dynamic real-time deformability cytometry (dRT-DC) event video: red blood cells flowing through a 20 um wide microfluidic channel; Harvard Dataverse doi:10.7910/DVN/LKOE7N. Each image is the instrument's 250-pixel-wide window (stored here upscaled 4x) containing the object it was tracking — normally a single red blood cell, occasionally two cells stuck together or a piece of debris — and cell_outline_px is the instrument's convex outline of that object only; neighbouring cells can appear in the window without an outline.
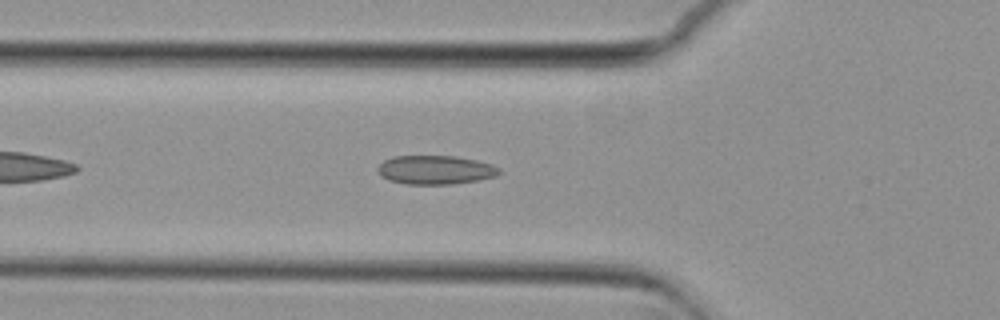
{"species": "common noctule bat (a hibernating species)", "species_latin": "Nyctalus noctula", "temperature_condition": "cold", "stored_images_in_passage": 43, "camera_frame_rate_fps": 3000, "um_per_image_px": 0.085, "animal": {"sex": "female", "body_mass_g": 29.2, "forearm_length_mm": 56.3}, "frame": {"image": 1, "passage_image": 7, "time_ms": 2.0, "image_size_px": [1000, 320], "cell_outline_px": [[500, 172], [496, 176], [480, 180], [448, 184], [404, 184], [388, 180], [380, 176], [376, 168], [384, 160], [392, 156], [456, 156], [476, 160], [492, 164], [500, 168]], "centroid_in_image_um": [36.99, 14.44], "position_along_channel_um": 88.8, "area_um2": 20.58}}
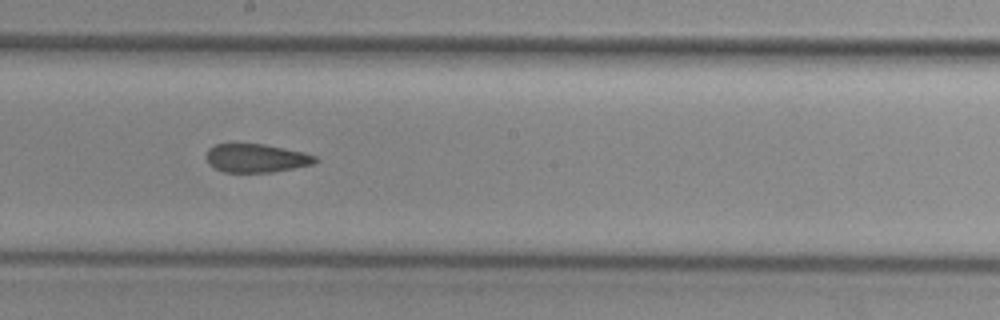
{"frame": {"image": 2, "passage_image": 18, "time_ms": 5.667, "image_size_px": [1000, 320], "cell_outline_px": [[320, 160], [312, 164], [272, 172], [224, 172], [208, 164], [204, 156], [208, 148], [216, 144], [264, 144], [304, 152], [316, 156]], "centroid_in_image_um": [21.75, 13.44], "position_along_channel_um": 226.4, "area_um2": 18.15}}
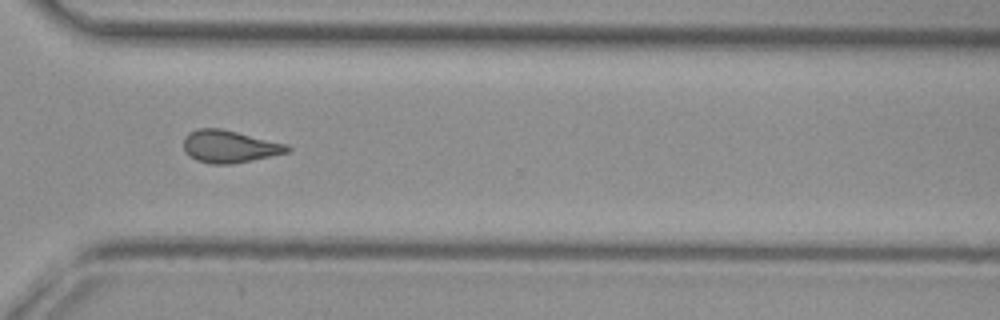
{"frame": {"image": 3, "passage_image": 28, "time_ms": 9.0, "image_size_px": [1000, 320], "cell_outline_px": [[292, 148], [288, 152], [252, 160], [232, 164], [208, 164], [196, 160], [188, 156], [184, 152], [184, 136], [188, 132], [196, 128], [220, 128], [288, 144]], "centroid_in_image_um": [19.46, 12.45], "position_along_channel_um": 351.1, "area_um2": 19.77}, "authors_computed_cell_mechanics": {"area_um2": 19.0162, "velocity_mm_per_s": 3.7452, "shape_relaxation_time_tau1_ms": null, "shape_relaxation_time_tau2_ms": 3.6114, "deformation_change_tau1": null, "deformation_change_tau2": 0.0869}}